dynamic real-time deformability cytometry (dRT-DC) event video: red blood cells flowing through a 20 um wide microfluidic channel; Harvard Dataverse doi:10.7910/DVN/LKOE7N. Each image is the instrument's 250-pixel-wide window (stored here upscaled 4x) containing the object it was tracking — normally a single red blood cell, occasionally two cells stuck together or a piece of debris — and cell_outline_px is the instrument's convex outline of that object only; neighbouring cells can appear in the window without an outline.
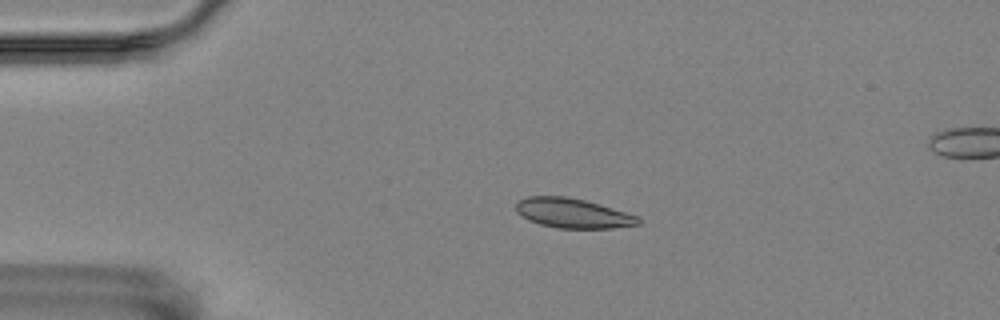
{"species": "Egyptian fruit bat (a non-hibernating species)", "species_latin": "Rousettus aegyptiacus", "temperature_condition": "room temperature", "stored_images_in_passage": 47, "segment_of_instrument_passage": [1, 2], "camera_frame_rate_fps": 3000, "um_per_image_px": 0.085, "animal": {"sex": "female"}, "frame": {"image": 1, "passage_image": 2, "time_ms": 0.333, "image_size_px": [1000, 320], "cell_outline_px": [[640, 224], [612, 228], [556, 228], [540, 224], [528, 220], [520, 216], [516, 212], [516, 204], [520, 200], [528, 196], [568, 196], [600, 204], [640, 216]], "centroid_in_image_um": [48.69, 18.12], "position_along_channel_um": 36.3, "area_um2": 21.27}}
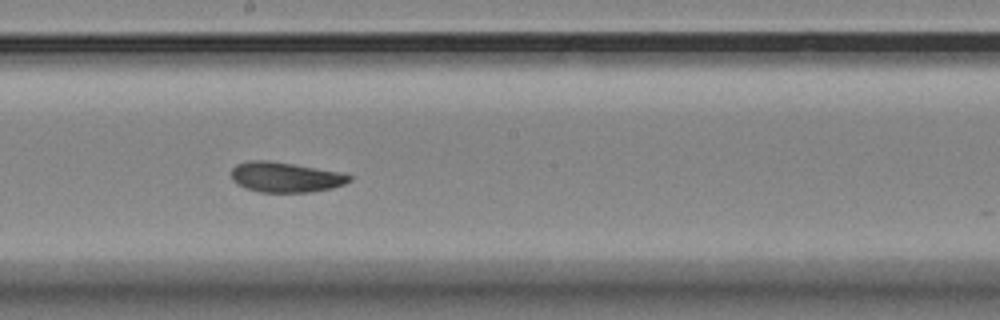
{"frame": {"image": 2, "passage_image": 21, "time_ms": 6.667, "image_size_px": [1000, 320], "cell_outline_px": [[352, 180], [344, 184], [332, 188], [312, 192], [260, 192], [244, 188], [236, 184], [232, 180], [232, 168], [236, 164], [248, 160], [268, 160], [344, 172], [352, 176]], "centroid_in_image_um": [24.27, 15.05], "position_along_channel_um": 223.9, "area_um2": 21.04}}
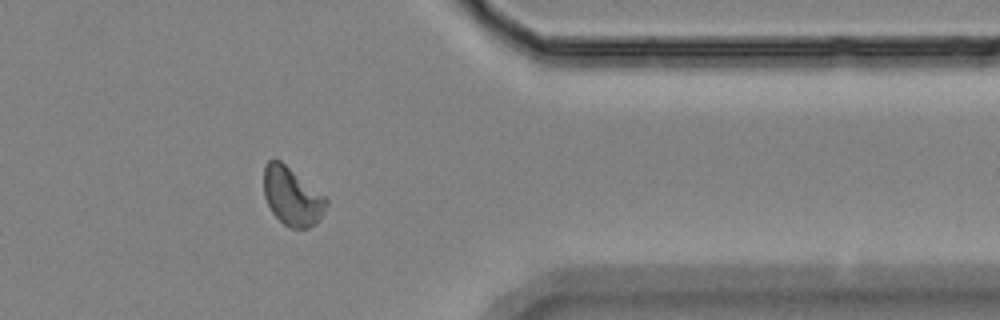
{"frame": {"image": 3, "passage_image": 36, "time_ms": 11.667, "image_size_px": [1000, 320], "cell_outline_px": [[328, 204], [324, 212], [316, 224], [308, 228], [292, 228], [284, 224], [272, 212], [264, 196], [264, 168], [268, 160], [280, 160], [324, 196], [328, 200]], "centroid_in_image_um": [24.82, 16.71], "position_along_channel_um": 386.6, "area_um2": 20.87}}